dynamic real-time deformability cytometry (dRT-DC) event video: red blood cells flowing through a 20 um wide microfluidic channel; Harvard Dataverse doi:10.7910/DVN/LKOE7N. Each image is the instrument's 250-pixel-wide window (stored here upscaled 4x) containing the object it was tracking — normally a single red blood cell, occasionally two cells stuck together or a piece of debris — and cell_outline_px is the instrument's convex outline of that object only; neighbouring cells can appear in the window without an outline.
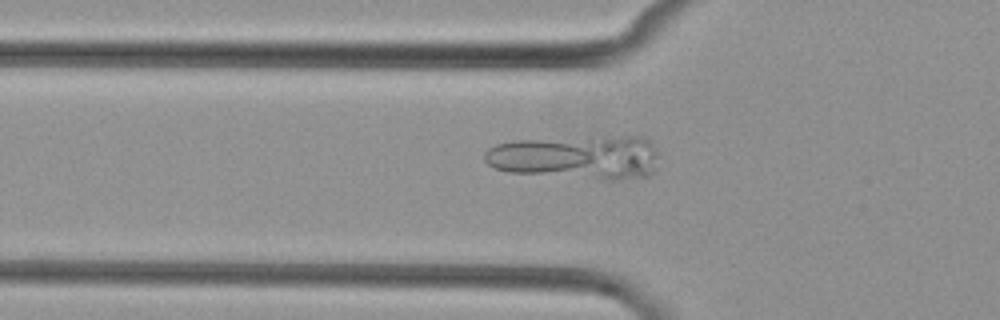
{"species": "common noctule bat (a hibernating species)", "species_latin": "Nyctalus noctula", "temperature_condition": "cold", "stored_images_in_passage": 6, "camera_frame_rate_fps": 3000, "um_per_image_px": 0.085, "animal": {"sex": "female", "body_mass_g": 29.2, "forearm_length_mm": 56.3}, "frame": {"image": 1, "passage_image": 6, "time_ms": 7.0, "image_size_px": [1000, 320], "cell_outline_px": [[660, 152], [656, 168], [648, 176], [620, 180], [608, 180], [508, 172], [496, 168], [488, 164], [484, 160], [484, 152], [488, 148], [496, 144], [516, 140], [604, 136], [644, 136]], "centroid_in_image_um": [49.07, 13.36], "position_along_channel_um": 76.7, "area_um2": 45.37}}